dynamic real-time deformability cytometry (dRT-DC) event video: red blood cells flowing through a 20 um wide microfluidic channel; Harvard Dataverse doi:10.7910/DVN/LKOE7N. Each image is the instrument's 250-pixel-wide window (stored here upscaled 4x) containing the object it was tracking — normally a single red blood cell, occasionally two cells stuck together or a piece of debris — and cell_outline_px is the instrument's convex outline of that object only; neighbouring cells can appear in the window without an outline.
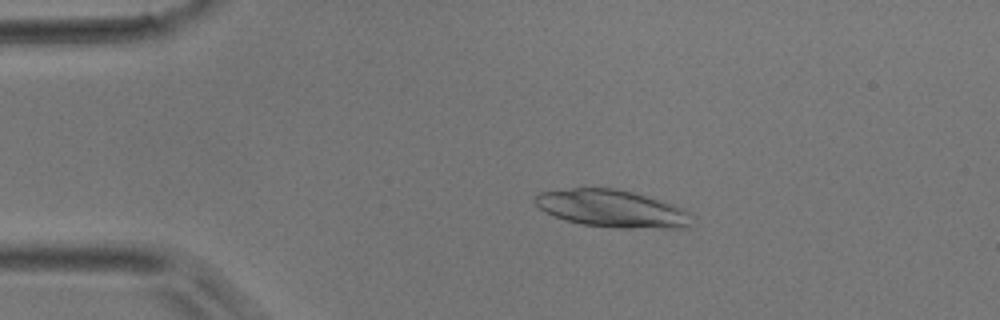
{"species": "common noctule bat (a hibernating species)", "species_latin": "Nyctalus noctula", "temperature_condition": "room temperature", "stored_images_in_passage": 46, "camera_frame_rate_fps": 3000, "um_per_image_px": 0.085, "animal": {"sex": "male", "body_mass_g": 17.9}, "frame": {"image": 1, "passage_image": 9, "time_ms": 2.667, "image_size_px": [1000, 320], "cell_outline_px": [[692, 228], [616, 228], [584, 224], [568, 220], [544, 212], [532, 200], [540, 192], [572, 188], [616, 188], [632, 192], [684, 208], [692, 216]], "centroid_in_image_um": [52.06, 17.74], "position_along_channel_um": 32.9, "area_um2": 34.04}}
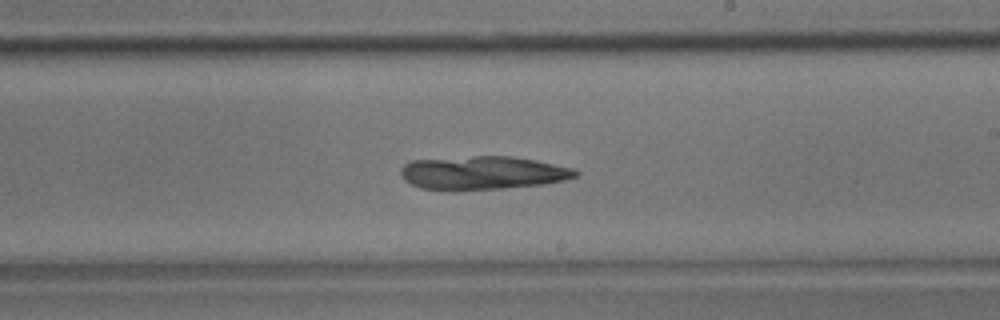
{"frame": {"image": 2, "passage_image": 27, "time_ms": 8.667, "image_size_px": [1000, 320], "cell_outline_px": [[580, 172], [576, 176], [564, 180], [544, 184], [504, 188], [420, 188], [404, 180], [400, 176], [400, 168], [404, 164], [412, 160], [472, 156], [512, 156], [536, 160], [572, 168]], "centroid_in_image_um": [41.04, 14.66], "position_along_channel_um": 248.0, "area_um2": 33.41}}
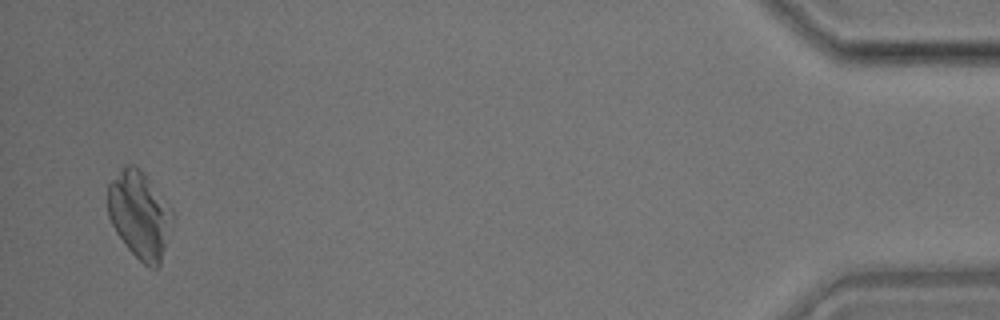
{"frame": {"image": 3, "passage_image": 45, "time_ms": 14.667, "image_size_px": [1000, 320], "cell_outline_px": [[172, 220], [160, 264], [156, 268], [152, 268], [144, 264], [124, 244], [116, 232], [108, 216], [108, 184], [120, 168], [128, 164], [132, 164], [140, 168], [144, 172], [172, 208]], "centroid_in_image_um": [11.84, 18.21], "position_along_channel_um": 423.4, "area_um2": 32.66}}